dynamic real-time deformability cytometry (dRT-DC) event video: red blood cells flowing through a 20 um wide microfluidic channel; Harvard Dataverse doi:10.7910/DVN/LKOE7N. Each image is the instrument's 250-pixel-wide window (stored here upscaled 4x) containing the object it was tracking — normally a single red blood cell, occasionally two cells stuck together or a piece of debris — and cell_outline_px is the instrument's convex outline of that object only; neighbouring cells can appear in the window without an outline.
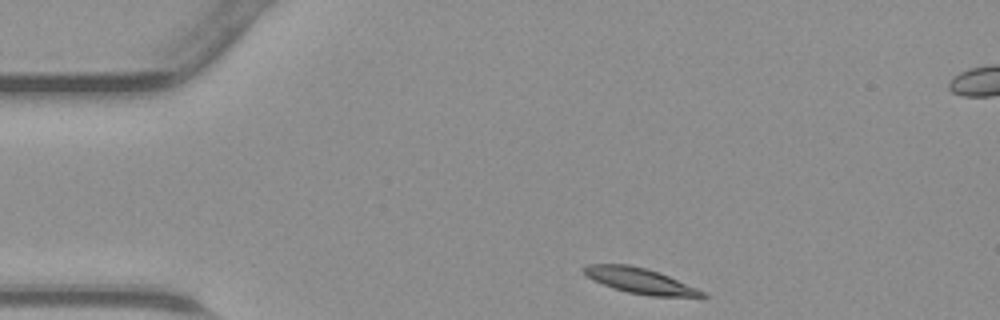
{"species": "common noctule bat (a hibernating species)", "species_latin": "Nyctalus noctula", "temperature_condition": "warm", "stored_images_in_passage": 31, "camera_frame_rate_fps": 3000, "um_per_image_px": 0.085, "animal": {"sex": "male", "body_mass_g": 23.1, "forearm_length_mm": 52.7}, "frame": {"image": 1, "passage_image": 1, "time_ms": 0.0, "image_size_px": [1000, 320], "cell_outline_px": [[708, 296], [652, 296], [628, 292], [612, 288], [592, 280], [580, 272], [580, 268], [584, 264], [628, 264], [644, 268], [668, 276], [696, 288], [704, 292]], "centroid_in_image_um": [54.25, 23.84], "position_along_channel_um": 30.8, "area_um2": 17.4}}
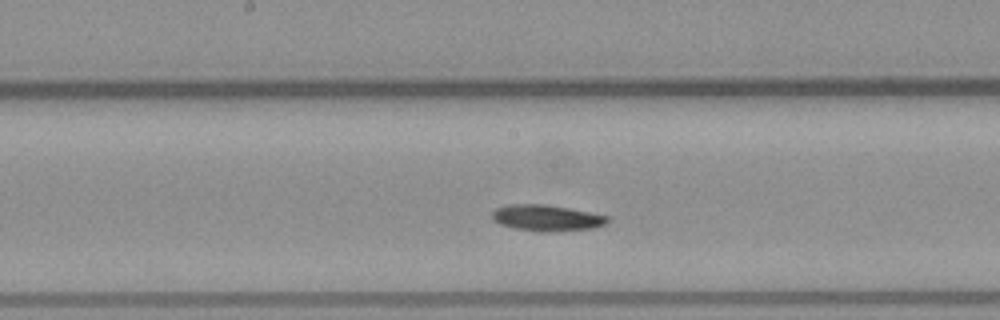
{"frame": {"image": 2, "passage_image": 16, "time_ms": 5.0, "image_size_px": [1000, 320], "cell_outline_px": [[608, 220], [604, 224], [596, 228], [552, 232], [544, 232], [516, 228], [500, 224], [492, 220], [492, 212], [496, 208], [508, 204], [544, 204], [568, 208], [608, 216]], "centroid_in_image_um": [46.44, 18.52], "position_along_channel_um": 201.8, "area_um2": 17.51}}
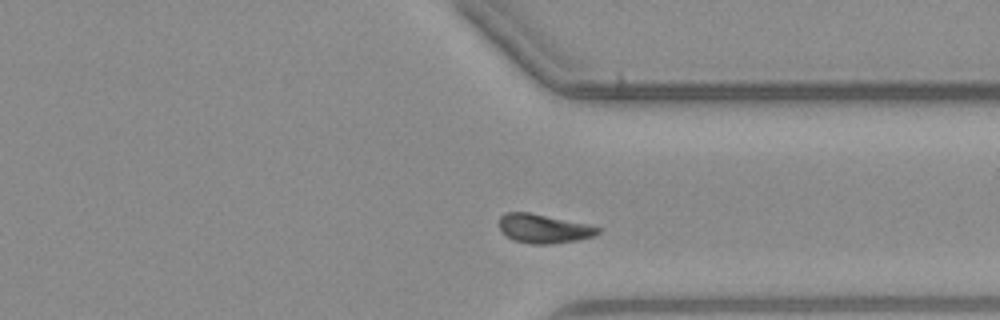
{"frame": {"image": 3, "passage_image": 27, "time_ms": 8.667, "image_size_px": [1000, 320], "cell_outline_px": [[600, 232], [592, 236], [576, 240], [552, 244], [532, 244], [512, 240], [500, 228], [500, 216], [504, 212], [528, 212], [584, 224], [600, 228]], "centroid_in_image_um": [46.16, 19.44], "position_along_channel_um": 365.2, "area_um2": 16.24}}